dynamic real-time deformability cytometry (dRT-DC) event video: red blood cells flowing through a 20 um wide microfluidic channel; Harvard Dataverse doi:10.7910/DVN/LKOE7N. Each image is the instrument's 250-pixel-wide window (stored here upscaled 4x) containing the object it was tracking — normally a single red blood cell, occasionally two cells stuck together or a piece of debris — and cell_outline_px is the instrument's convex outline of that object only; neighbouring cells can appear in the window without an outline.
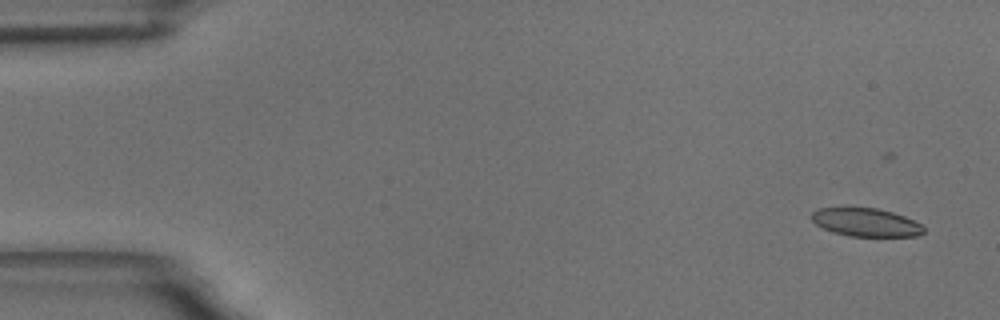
{"species": "common noctule bat (a hibernating species)", "species_latin": "Nyctalus noctula", "temperature_condition": "room temperature", "stored_images_in_passage": 4, "camera_frame_rate_fps": 3000, "um_per_image_px": 0.085, "animal": {"sex": "male", "body_mass_g": 18.8}, "frame": {"image": 1, "passage_image": 1, "time_ms": 0.0, "image_size_px": [1000, 320], "cell_outline_px": [[924, 232], [920, 236], [848, 236], [832, 232], [816, 224], [812, 220], [812, 212], [820, 208], [876, 208], [892, 212], [904, 216], [920, 224], [924, 228]], "centroid_in_image_um": [73.61, 18.91], "position_along_channel_um": 11.4, "area_um2": 18.26}}
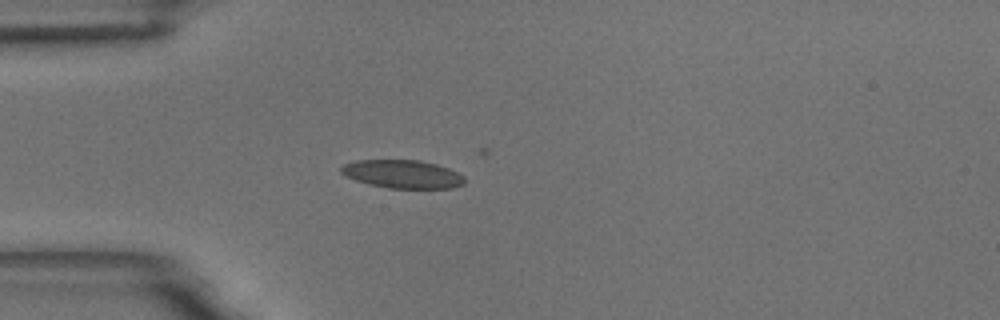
{"frame": {"image": 2, "passage_image": 4, "time_ms": 4.333, "image_size_px": [1000, 320], "cell_outline_px": [[464, 184], [452, 188], [388, 188], [368, 184], [356, 180], [340, 172], [340, 168], [344, 164], [356, 160], [420, 160], [436, 164], [448, 168], [464, 176]], "centroid_in_image_um": [34.22, 14.79], "position_along_channel_um": 50.8, "area_um2": 20.23}}